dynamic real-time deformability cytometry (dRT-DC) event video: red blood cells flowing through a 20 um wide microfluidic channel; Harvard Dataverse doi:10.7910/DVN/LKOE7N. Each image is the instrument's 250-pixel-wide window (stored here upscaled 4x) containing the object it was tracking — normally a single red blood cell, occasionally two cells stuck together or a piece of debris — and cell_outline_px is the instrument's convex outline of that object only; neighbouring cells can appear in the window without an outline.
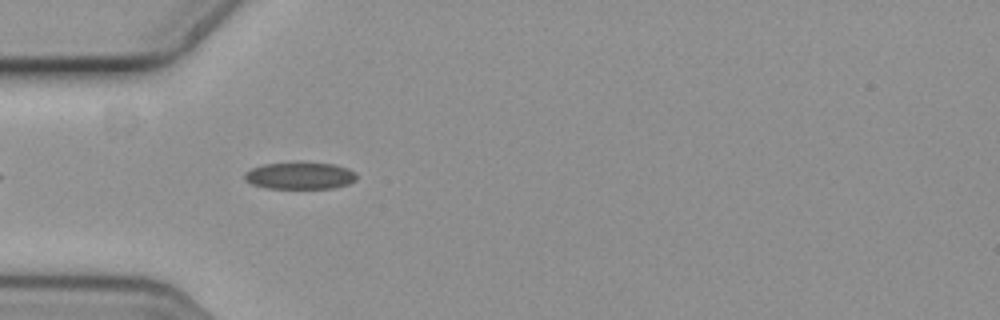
{"species": "common noctule bat (a hibernating species)", "species_latin": "Nyctalus noctula", "temperature_condition": "cold", "stored_images_in_passage": 5, "camera_frame_rate_fps": 3000, "um_per_image_px": 0.085, "animal": {"sex": "female", "body_mass_g": 19.3, "forearm_length_mm": 54.1}, "frame": {"image": 1, "passage_image": 4, "time_ms": 1.0, "image_size_px": [1000, 320], "cell_outline_px": [[356, 180], [348, 184], [332, 188], [264, 188], [252, 184], [244, 180], [244, 172], [252, 168], [264, 164], [300, 160], [304, 160], [332, 164], [348, 168], [356, 176]], "centroid_in_image_um": [25.45, 14.9], "position_along_channel_um": 59.6, "area_um2": 18.15}}
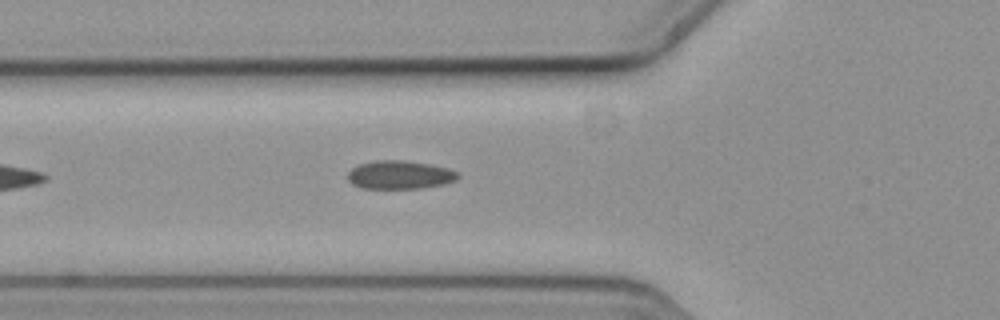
{"frame": {"image": 2, "passage_image": 5, "time_ms": 1.333, "image_size_px": [1000, 320], "cell_outline_px": [[460, 176], [456, 180], [444, 184], [420, 188], [360, 188], [352, 184], [348, 180], [348, 172], [352, 168], [360, 164], [376, 160], [404, 160], [428, 164], [448, 168], [456, 172]], "centroid_in_image_um": [33.96, 14.86], "position_along_channel_um": 91.8, "area_um2": 18.15}}